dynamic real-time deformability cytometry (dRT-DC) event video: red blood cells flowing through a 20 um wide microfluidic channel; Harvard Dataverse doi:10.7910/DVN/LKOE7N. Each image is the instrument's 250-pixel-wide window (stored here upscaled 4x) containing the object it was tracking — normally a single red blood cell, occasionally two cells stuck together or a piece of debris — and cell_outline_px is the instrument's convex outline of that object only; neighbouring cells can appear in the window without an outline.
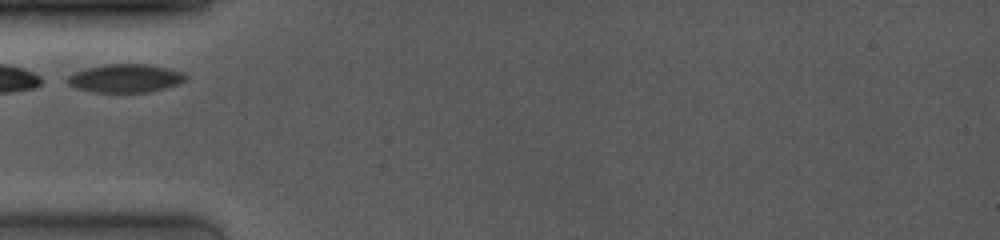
{"species": "common noctule bat (a hibernating species)", "species_latin": "Nyctalus noctula", "temperature_condition": "room temperature", "stored_images_in_passage": 30, "camera_frame_rate_fps": 4000, "um_per_image_px": 0.085, "animal": {"sex": "female", "body_mass_g": 19.0, "forearm_length_mm": 53.3}, "frame": {"image": 1, "passage_image": 1, "time_ms": 0.0, "image_size_px": [1000, 240], "cell_outline_px": [[188, 80], [164, 88], [148, 92], [92, 92], [76, 88], [68, 84], [64, 80], [68, 76], [76, 72], [88, 68], [108, 64], [148, 64], [184, 72], [188, 76]], "centroid_in_image_um": [10.66, 6.66], "position_along_channel_um": 74.3, "area_um2": 19.48}}